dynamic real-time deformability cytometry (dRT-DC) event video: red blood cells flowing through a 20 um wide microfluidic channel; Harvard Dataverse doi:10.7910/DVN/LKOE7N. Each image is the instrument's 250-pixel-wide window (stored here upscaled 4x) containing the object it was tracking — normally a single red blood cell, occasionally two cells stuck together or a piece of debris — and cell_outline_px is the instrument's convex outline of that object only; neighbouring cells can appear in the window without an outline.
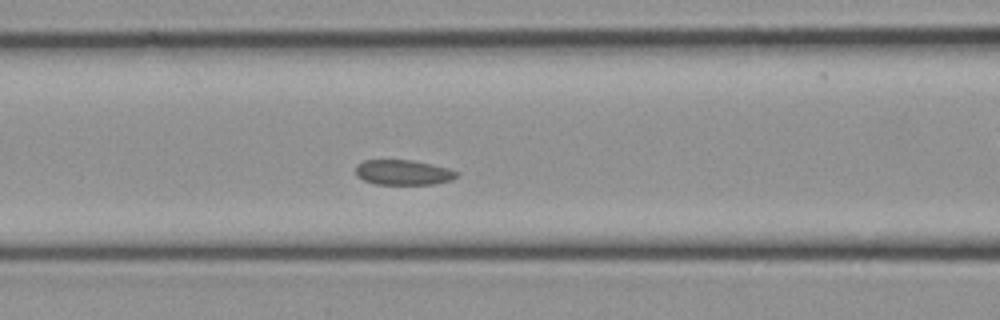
{"species": "common noctule bat (a hibernating species)", "species_latin": "Nyctalus noctula", "temperature_condition": "cold", "stored_images_in_passage": 25, "camera_frame_rate_fps": 3000, "um_per_image_px": 0.085, "animal": {"sex": "female", "body_mass_g": 21.9}, "frame": {"image": 1, "passage_image": 8, "time_ms": 2.333, "image_size_px": [1000, 320], "cell_outline_px": [[460, 172], [452, 180], [432, 184], [376, 184], [364, 180], [356, 176], [356, 164], [364, 160], [412, 160], [432, 164], [448, 168]], "centroid_in_image_um": [34.27, 14.65], "position_along_channel_um": 132.3, "area_um2": 14.8}}